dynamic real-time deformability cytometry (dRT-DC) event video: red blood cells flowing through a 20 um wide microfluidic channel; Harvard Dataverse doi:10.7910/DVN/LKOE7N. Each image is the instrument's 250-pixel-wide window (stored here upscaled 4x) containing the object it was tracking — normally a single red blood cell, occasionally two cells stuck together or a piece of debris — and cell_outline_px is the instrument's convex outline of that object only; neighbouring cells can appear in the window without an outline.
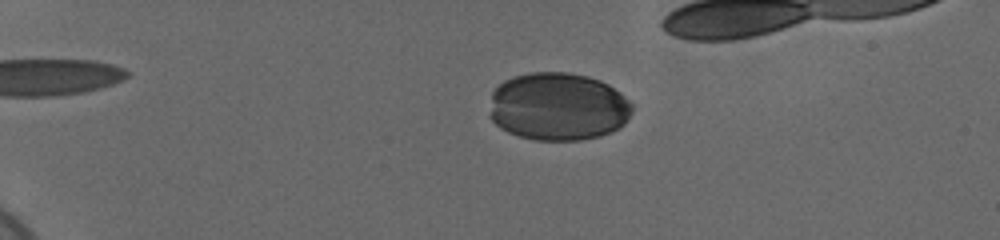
{"species": "human", "species_latin": "Homo sapiens", "temperature_condition": "cold", "stored_images_in_passage": 52, "camera_frame_rate_fps": 3000, "um_per_image_px": 0.085, "donor": {"sex": "female"}, "frame": {"image": 1, "passage_image": 15, "time_ms": 4.667, "image_size_px": [1000, 240], "cell_outline_px": [[632, 112], [624, 124], [600, 136], [580, 140], [532, 140], [508, 132], [500, 128], [488, 116], [492, 92], [504, 80], [516, 76], [532, 72], [568, 72], [588, 76], [600, 80], [608, 84], [620, 92], [632, 104]], "centroid_in_image_um": [47.42, 9.06], "position_along_channel_um": 37.6, "area_um2": 56.7}}
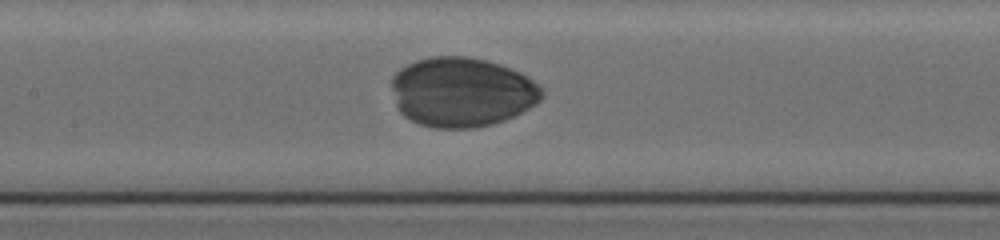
{"frame": {"image": 2, "passage_image": 32, "time_ms": 10.333, "image_size_px": [1000, 240], "cell_outline_px": [[544, 96], [536, 104], [504, 120], [492, 124], [476, 128], [436, 128], [420, 124], [404, 116], [400, 112], [396, 104], [392, 88], [392, 76], [400, 68], [416, 60], [432, 56], [468, 56], [488, 60], [500, 64], [520, 72], [544, 88]], "centroid_in_image_um": [39.26, 7.81], "position_along_channel_um": 168.1, "area_um2": 61.15}}
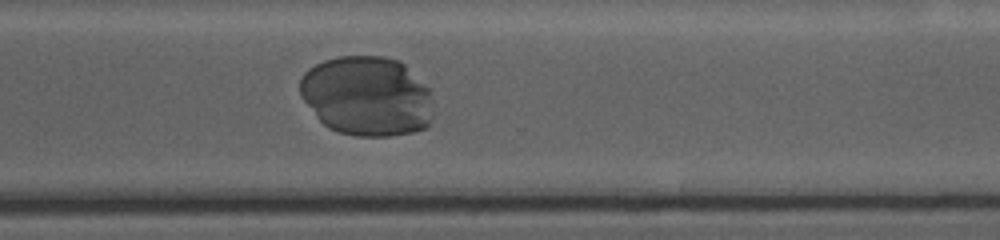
{"frame": {"image": 3, "passage_image": 46, "time_ms": 15.0, "image_size_px": [1000, 240], "cell_outline_px": [[432, 116], [428, 124], [424, 128], [412, 132], [388, 136], [356, 136], [340, 132], [328, 128], [316, 116], [300, 96], [300, 80], [304, 72], [308, 68], [324, 60], [340, 56], [384, 56], [400, 60], [432, 88]], "centroid_in_image_um": [31.22, 8.15], "position_along_channel_um": 339.4, "area_um2": 62.71}}